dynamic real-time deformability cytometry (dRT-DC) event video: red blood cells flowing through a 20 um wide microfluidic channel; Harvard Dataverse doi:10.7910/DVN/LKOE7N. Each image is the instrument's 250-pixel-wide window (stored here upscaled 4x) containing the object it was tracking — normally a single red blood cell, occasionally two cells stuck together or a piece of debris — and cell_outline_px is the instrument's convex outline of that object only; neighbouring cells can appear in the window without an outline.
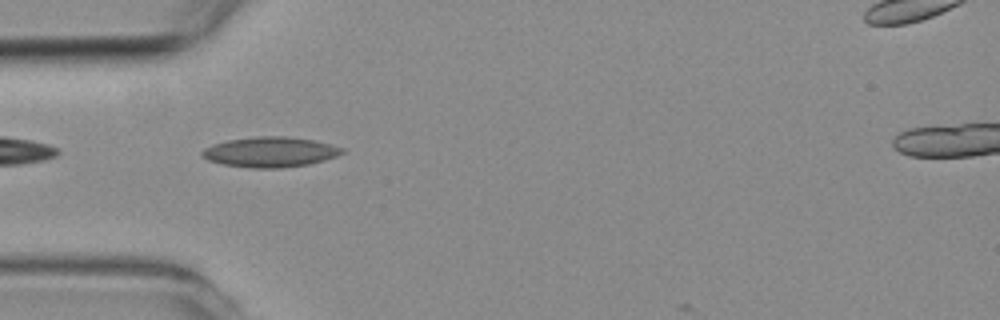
{"species": "common noctule bat (a hibernating species)", "species_latin": "Nyctalus noctula", "temperature_condition": "room temperature", "stored_images_in_passage": 4, "camera_frame_rate_fps": 3000, "um_per_image_px": 0.085, "animal": {"sex": "female", "body_mass_g": 19.3, "forearm_length_mm": 54.1}, "frame": {"image": 1, "passage_image": 1, "time_ms": 0.0, "image_size_px": [1000, 320], "cell_outline_px": [[348, 152], [324, 160], [308, 164], [280, 168], [252, 168], [224, 164], [208, 160], [200, 152], [204, 148], [212, 144], [228, 140], [256, 136], [284, 136], [312, 140], [332, 144], [344, 148]], "centroid_in_image_um": [23.0, 12.91], "position_along_channel_um": 62.0, "area_um2": 24.62}}
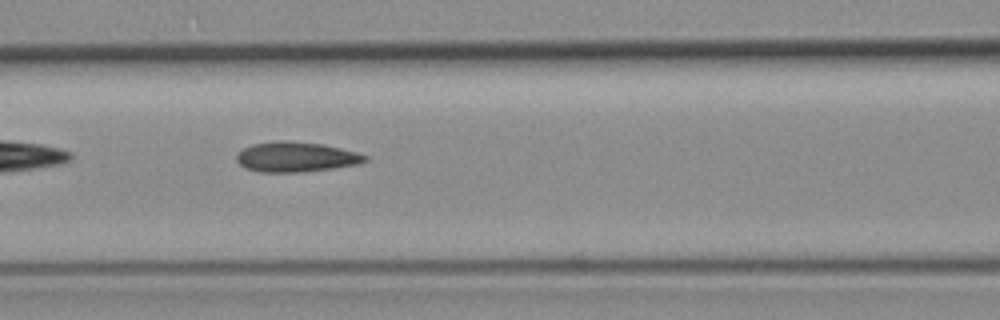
{"frame": {"image": 2, "passage_image": 3, "time_ms": 2.0, "image_size_px": [1000, 320], "cell_outline_px": [[368, 160], [360, 164], [332, 168], [300, 172], [260, 172], [244, 168], [236, 160], [236, 152], [252, 144], [284, 140], [320, 144], [340, 148], [356, 152], [368, 156]], "centroid_in_image_um": [25.13, 13.34], "position_along_channel_um": 141.5, "area_um2": 22.43}}
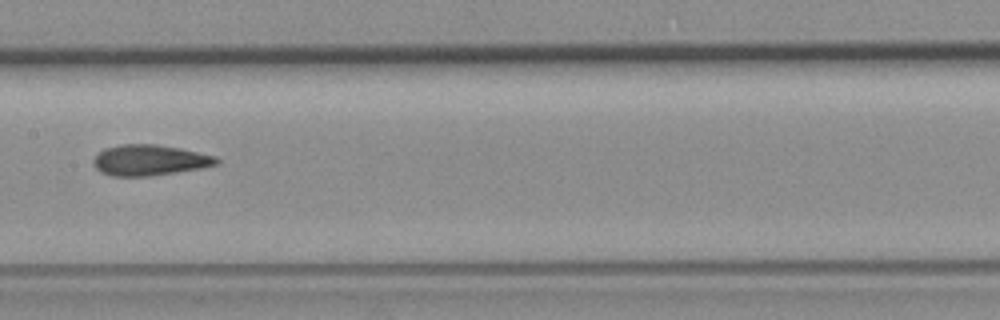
{"frame": {"image": 3, "passage_image": 4, "time_ms": 3.333, "image_size_px": [1000, 320], "cell_outline_px": [[220, 164], [200, 168], [148, 176], [112, 176], [96, 168], [92, 160], [104, 148], [120, 144], [156, 144], [180, 148], [216, 156], [220, 160]], "centroid_in_image_um": [12.74, 13.6], "position_along_channel_um": 194.7, "area_um2": 21.91}}